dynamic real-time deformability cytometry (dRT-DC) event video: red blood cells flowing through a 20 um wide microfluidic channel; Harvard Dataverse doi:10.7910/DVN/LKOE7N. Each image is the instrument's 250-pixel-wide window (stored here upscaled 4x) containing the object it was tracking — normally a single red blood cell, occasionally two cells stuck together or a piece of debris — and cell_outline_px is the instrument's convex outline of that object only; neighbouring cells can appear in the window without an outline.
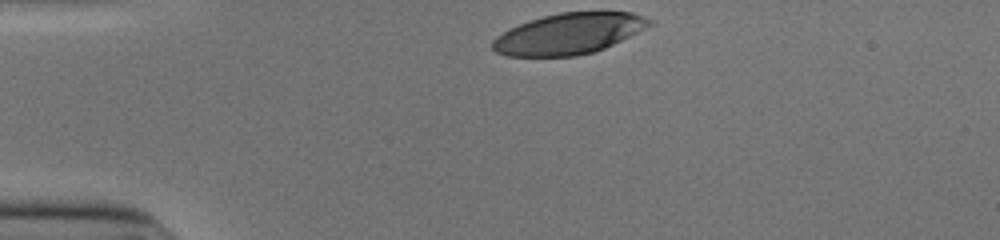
{"species": "human", "species_latin": "Homo sapiens", "temperature_condition": "cold", "stored_images_in_passage": 31, "camera_frame_rate_fps": 3000, "um_per_image_px": 0.085, "donor": {"sex": "male"}, "frame": {"image": 1, "passage_image": 1, "time_ms": 0.0, "image_size_px": [1000, 240], "cell_outline_px": [[652, 24], [596, 52], [576, 56], [508, 56], [496, 52], [492, 48], [492, 40], [496, 36], [508, 28], [528, 20], [560, 12], [632, 12], [644, 16], [652, 20]], "centroid_in_image_um": [48.3, 2.86], "position_along_channel_um": 36.7, "area_um2": 37.28}}
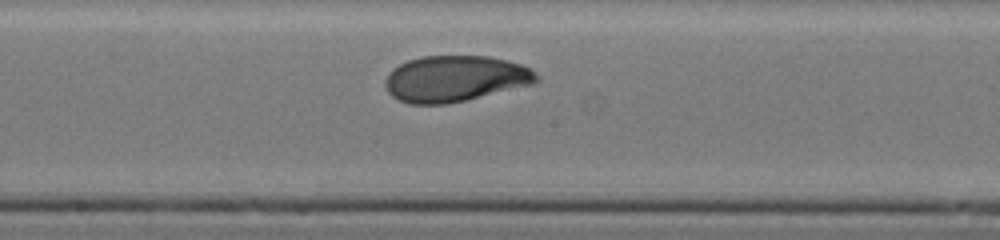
{"frame": {"image": 2, "passage_image": 18, "time_ms": 5.667, "image_size_px": [1000, 240], "cell_outline_px": [[540, 80], [532, 84], [448, 104], [408, 104], [392, 96], [388, 92], [384, 84], [384, 80], [388, 72], [392, 68], [408, 60], [424, 56], [488, 56], [508, 60], [532, 68], [540, 76]], "centroid_in_image_um": [38.68, 6.68], "position_along_channel_um": 209.5, "area_um2": 40.81}}
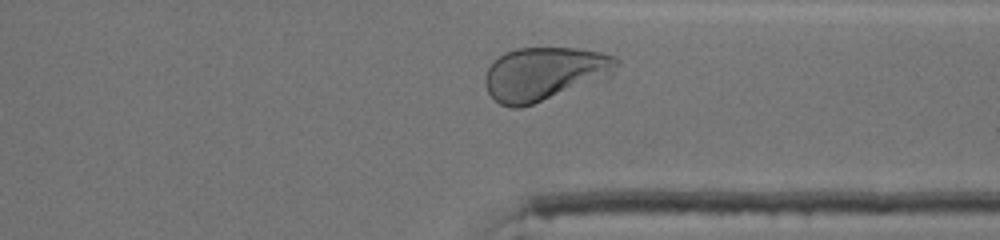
{"frame": {"image": 3, "passage_image": 30, "time_ms": 9.667, "image_size_px": [1000, 240], "cell_outline_px": [[620, 64], [612, 76], [532, 104], [520, 108], [512, 108], [500, 104], [488, 92], [484, 84], [484, 76], [488, 68], [504, 52], [516, 48], [576, 48], [600, 52], [616, 56], [620, 60]], "centroid_in_image_um": [46.31, 6.26], "position_along_channel_um": 365.1, "area_um2": 40.98}, "authors_computed_cell_mechanics": {"area_um2": 40.5178, "velocity_mm_per_s": 3.8818, "shape_relaxation_time_tau1_ms": 3.4197, "shape_relaxation_time_tau2_ms": 1.1664, "deformation_change_tau1": 0.1858, "deformation_change_tau2": 0.0514}}